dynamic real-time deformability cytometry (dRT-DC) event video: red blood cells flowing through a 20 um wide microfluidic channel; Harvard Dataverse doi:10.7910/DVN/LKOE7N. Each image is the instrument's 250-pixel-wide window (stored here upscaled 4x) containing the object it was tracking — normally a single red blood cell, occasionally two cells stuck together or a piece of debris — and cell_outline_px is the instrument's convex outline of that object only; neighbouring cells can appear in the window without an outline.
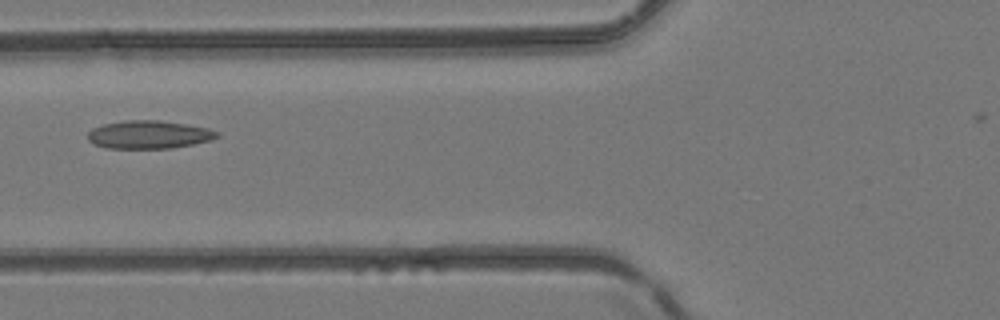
{"species": "common noctule bat (a hibernating species)", "species_latin": "Nyctalus noctula", "temperature_condition": "room temperature", "stored_images_in_passage": 3, "camera_frame_rate_fps": 3000, "um_per_image_px": 0.085, "animal": {"sex": "female", "body_mass_g": 24.6, "forearm_length_mm": 56.2}, "frame": {"image": 1, "passage_image": 3, "time_ms": 0.667, "image_size_px": [1000, 320], "cell_outline_px": [[220, 136], [212, 140], [172, 148], [108, 148], [92, 144], [88, 140], [88, 132], [92, 128], [104, 124], [124, 120], [160, 120], [208, 128], [220, 132]], "centroid_in_image_um": [12.66, 11.44], "position_along_channel_um": 113.1, "area_um2": 21.21}}